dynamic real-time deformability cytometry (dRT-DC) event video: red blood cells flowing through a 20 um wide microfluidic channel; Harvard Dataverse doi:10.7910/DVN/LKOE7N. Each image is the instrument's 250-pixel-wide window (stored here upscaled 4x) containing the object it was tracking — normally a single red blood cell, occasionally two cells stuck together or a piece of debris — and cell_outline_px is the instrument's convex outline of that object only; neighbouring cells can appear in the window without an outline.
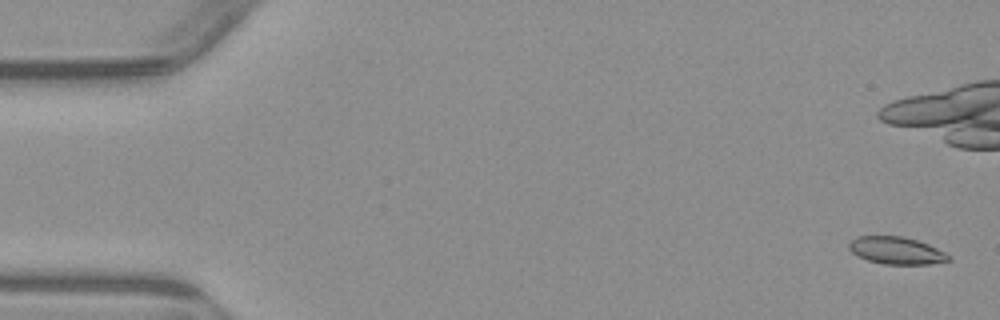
{"species": "common noctule bat (a hibernating species)", "species_latin": "Nyctalus noctula", "temperature_condition": "warm", "stored_images_in_passage": 7, "camera_frame_rate_fps": 3000, "um_per_image_px": 0.085, "animal": {"sex": "male", "body_mass_g": 23.1, "forearm_length_mm": 52.7}, "frame": {"image": 1, "passage_image": 1, "time_ms": 0.0, "image_size_px": [1000, 320], "cell_outline_px": [[952, 260], [928, 264], [884, 264], [868, 260], [856, 256], [848, 248], [848, 244], [856, 236], [900, 236], [916, 240], [928, 244], [952, 256]], "centroid_in_image_um": [76.18, 21.3], "position_along_channel_um": 8.8, "area_um2": 15.84}}